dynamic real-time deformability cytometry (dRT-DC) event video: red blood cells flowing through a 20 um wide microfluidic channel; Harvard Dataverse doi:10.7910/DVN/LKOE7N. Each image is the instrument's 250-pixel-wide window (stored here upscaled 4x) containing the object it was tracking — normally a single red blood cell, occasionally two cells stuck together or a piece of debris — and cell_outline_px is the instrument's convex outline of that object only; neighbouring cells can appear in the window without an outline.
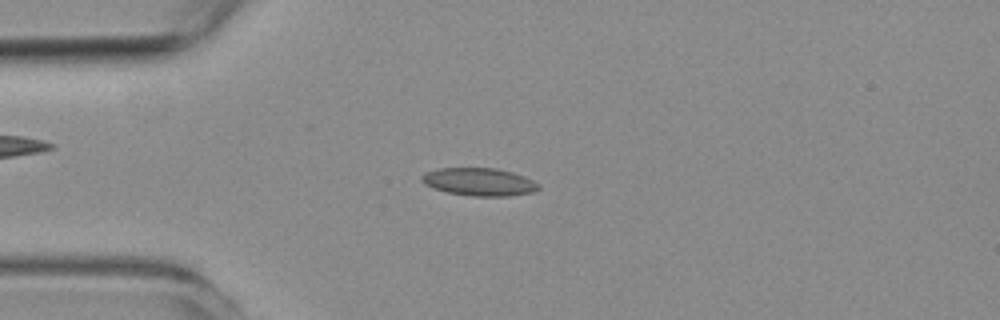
{"species": "common noctule bat (a hibernating species)", "species_latin": "Nyctalus noctula", "temperature_condition": "room temperature", "stored_images_in_passage": 54, "camera_frame_rate_fps": 3000, "um_per_image_px": 0.085, "animal": {"sex": "female", "body_mass_g": 19.3, "forearm_length_mm": 54.1}, "frame": {"image": 1, "passage_image": 13, "time_ms": 4.0, "image_size_px": [1000, 320], "cell_outline_px": [[540, 188], [532, 192], [508, 196], [472, 196], [448, 192], [432, 188], [424, 184], [420, 180], [420, 176], [424, 172], [436, 168], [496, 168], [512, 172], [524, 176], [540, 184]], "centroid_in_image_um": [40.69, 15.45], "position_along_channel_um": 44.3, "area_um2": 19.07}}
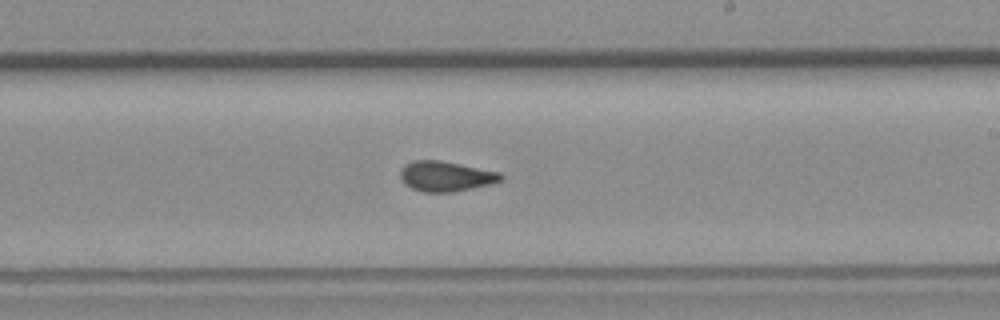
{"frame": {"image": 2, "passage_image": 31, "time_ms": 10.0, "image_size_px": [1000, 320], "cell_outline_px": [[504, 180], [492, 184], [452, 192], [424, 192], [412, 188], [404, 184], [400, 180], [400, 168], [404, 164], [412, 160], [440, 160], [500, 172], [504, 176]], "centroid_in_image_um": [37.88, 14.98], "position_along_channel_um": 251.1, "area_um2": 17.92}}
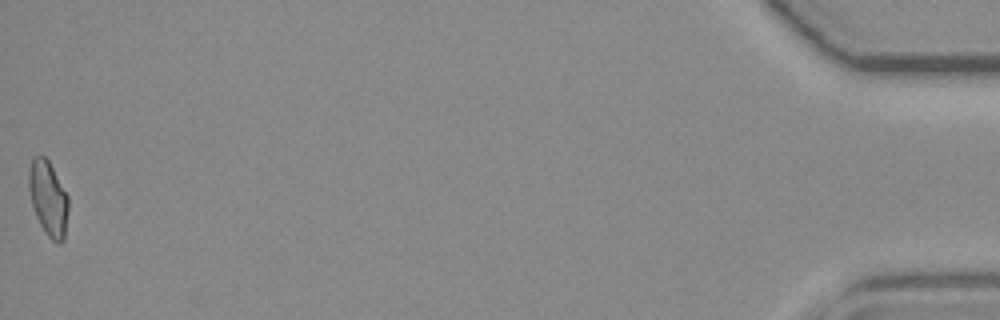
{"frame": {"image": 3, "passage_image": 54, "time_ms": 17.667, "image_size_px": [1000, 320], "cell_outline_px": [[68, 212], [64, 240], [60, 244], [56, 244], [44, 232], [36, 216], [32, 204], [28, 188], [28, 168], [32, 156], [44, 156], [48, 160], [68, 196]], "centroid_in_image_um": [4.09, 16.87], "position_along_channel_um": 431.1, "area_um2": 17.4}, "authors_computed_cell_mechanics": {"area_um2": 17.6868, "velocity_mm_per_s": 3.7331, "shape_relaxation_time_tau1_ms": null, "shape_relaxation_time_tau2_ms": 1.7701, "deformation_change_tau1": null, "deformation_change_tau2": 0.0726}}